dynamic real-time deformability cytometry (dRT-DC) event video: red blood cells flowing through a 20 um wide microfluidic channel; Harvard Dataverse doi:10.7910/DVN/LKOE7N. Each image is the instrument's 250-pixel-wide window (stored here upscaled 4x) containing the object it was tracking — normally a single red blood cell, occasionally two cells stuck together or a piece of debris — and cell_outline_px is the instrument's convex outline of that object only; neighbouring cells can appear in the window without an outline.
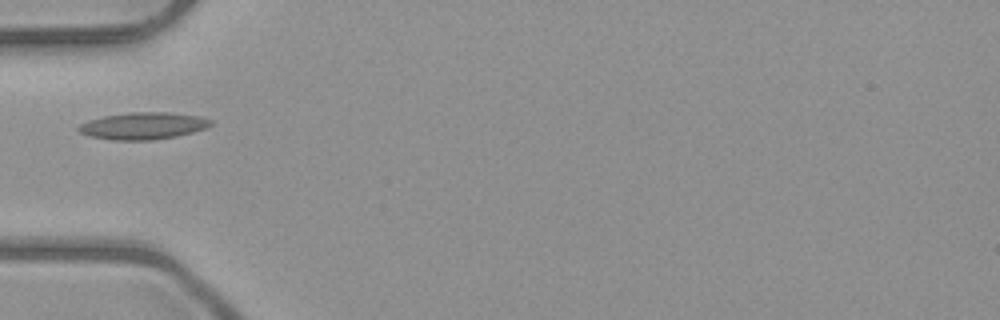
{"species": "common noctule bat (a hibernating species)", "species_latin": "Nyctalus noctula", "temperature_condition": "room temperature", "stored_images_in_passage": 1, "camera_frame_rate_fps": 3000, "um_per_image_px": 0.085, "animal": {"sex": "male", "body_mass_g": 23.1, "forearm_length_mm": 52.7}, "frame": {"image": 1, "passage_image": 1, "time_ms": 0.0, "image_size_px": [1000, 320], "cell_outline_px": [[212, 124], [204, 128], [192, 132], [176, 136], [152, 140], [112, 140], [92, 136], [80, 132], [76, 128], [80, 124], [88, 120], [104, 116], [128, 112], [168, 112], [200, 116], [212, 120]], "centroid_in_image_um": [12.16, 10.69], "position_along_channel_um": 72.8, "area_um2": 20.69}}